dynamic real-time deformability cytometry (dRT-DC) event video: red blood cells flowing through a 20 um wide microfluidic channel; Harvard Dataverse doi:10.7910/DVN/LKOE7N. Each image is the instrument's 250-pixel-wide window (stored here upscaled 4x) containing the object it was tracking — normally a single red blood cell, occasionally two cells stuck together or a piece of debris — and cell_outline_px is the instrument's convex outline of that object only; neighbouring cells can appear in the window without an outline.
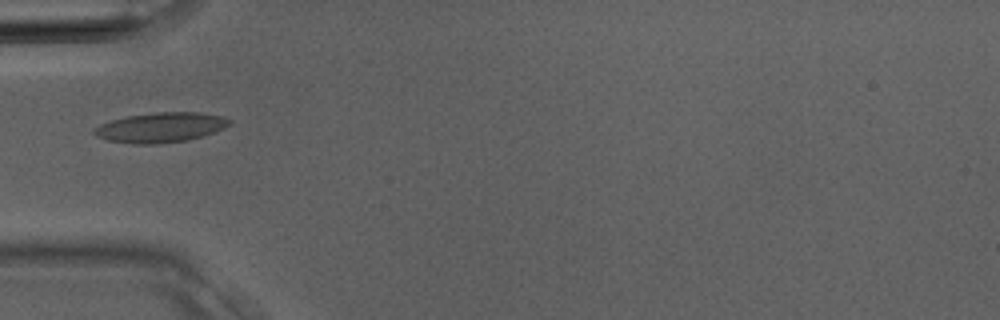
{"species": "Egyptian fruit bat (a non-hibernating species)", "species_latin": "Rousettus aegyptiacus", "temperature_condition": "room temperature", "stored_images_in_passage": 3, "camera_frame_rate_fps": 3000, "um_per_image_px": 0.085, "animal": {"sex": "male"}, "frame": {"image": 1, "passage_image": 3, "time_ms": 0.667, "image_size_px": [1000, 320], "cell_outline_px": [[232, 124], [224, 128], [204, 136], [188, 140], [156, 144], [136, 144], [108, 140], [96, 136], [92, 132], [92, 128], [100, 124], [112, 120], [128, 116], [156, 112], [200, 112], [224, 116], [232, 120]], "centroid_in_image_um": [13.69, 10.83], "position_along_channel_um": 71.3, "area_um2": 23.76}}